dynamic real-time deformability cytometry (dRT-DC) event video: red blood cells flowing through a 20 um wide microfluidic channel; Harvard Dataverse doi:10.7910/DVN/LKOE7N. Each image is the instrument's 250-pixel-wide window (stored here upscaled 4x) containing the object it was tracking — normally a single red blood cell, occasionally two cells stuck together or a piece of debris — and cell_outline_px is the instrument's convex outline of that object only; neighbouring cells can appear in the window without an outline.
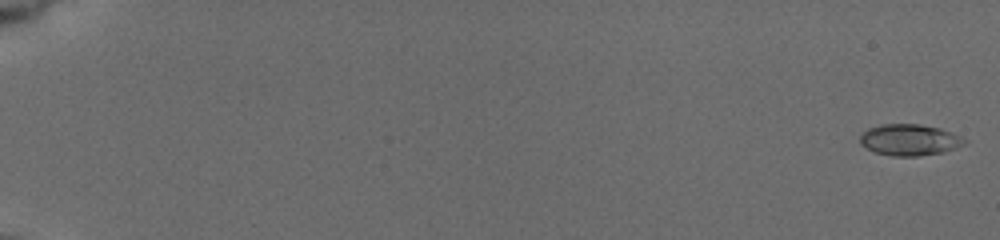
{"species": "common noctule bat (a hibernating species)", "species_latin": "Nyctalus noctula", "temperature_condition": "cold", "stored_images_in_passage": 68, "camera_frame_rate_fps": 3000, "um_per_image_px": 0.085, "animal": {"sex": "female", "body_mass_g": 19.5, "forearm_length_mm": 54.1}, "frame": {"image": 1, "passage_image": 1, "time_ms": 0.0, "image_size_px": [1000, 240], "cell_outline_px": [[964, 144], [940, 152], [920, 156], [892, 156], [876, 152], [860, 144], [860, 136], [868, 128], [880, 124], [920, 124], [940, 128], [960, 136], [964, 140]], "centroid_in_image_um": [77.26, 11.88], "position_along_channel_um": 7.7, "area_um2": 18.73}}
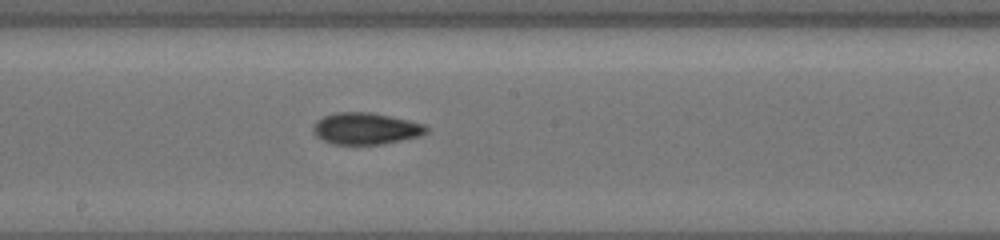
{"frame": {"image": 2, "passage_image": 37, "time_ms": 11.0, "image_size_px": [1000, 240], "cell_outline_px": [[428, 132], [420, 136], [380, 144], [332, 144], [316, 136], [312, 132], [312, 128], [316, 120], [324, 116], [336, 112], [372, 112], [408, 120], [424, 124], [428, 128]], "centroid_in_image_um": [31.07, 10.92], "position_along_channel_um": 217.1, "area_um2": 20.87}}
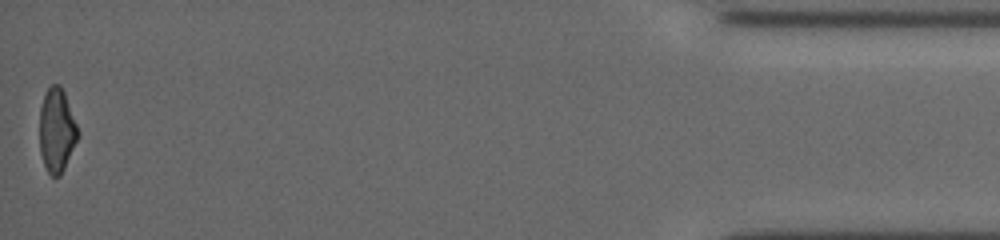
{"frame": {"image": 3, "passage_image": 67, "time_ms": 18.667, "image_size_px": [1000, 240], "cell_outline_px": [[80, 136], [60, 176], [52, 176], [48, 172], [44, 164], [40, 152], [40, 108], [44, 92], [52, 84], [60, 84], [64, 92], [80, 132]], "centroid_in_image_um": [4.83, 11.06], "position_along_channel_um": 430.4, "area_um2": 18.84}, "authors_computed_cell_mechanics": {"area_um2": 19.0162, "velocity_mm_per_s": 3.7766, "shape_relaxation_time_tau1_ms": 4.5886, "shape_relaxation_time_tau2_ms": 3.2796, "deformation_change_tau1": 0.1287, "deformation_change_tau2": 0.1016}}